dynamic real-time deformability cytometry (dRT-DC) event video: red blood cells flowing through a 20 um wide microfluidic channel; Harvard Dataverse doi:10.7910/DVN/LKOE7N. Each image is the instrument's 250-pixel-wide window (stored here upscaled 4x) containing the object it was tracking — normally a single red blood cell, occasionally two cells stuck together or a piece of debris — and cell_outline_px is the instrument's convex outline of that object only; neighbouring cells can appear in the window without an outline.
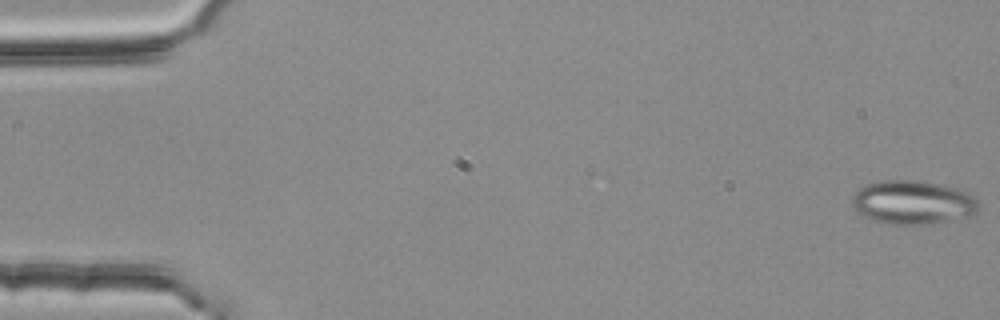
{"species": "common noctule bat (a hibernating species)", "species_latin": "Nyctalus noctula", "temperature_condition": "room temperature", "stored_images_in_passage": 55, "segment_of_instrument_passage": [1, 2], "camera_frame_rate_fps": 3000, "um_per_image_px": 0.085, "animal": {"sex": "female", "body_mass_g": 25.1}, "frame": {"image": 1, "passage_image": 1, "time_ms": 0.0, "image_size_px": [1000, 320], "cell_outline_px": [[980, 204], [976, 212], [968, 216], [924, 224], [888, 224], [864, 216], [856, 212], [852, 204], [852, 196], [864, 184], [880, 180], [916, 180], [940, 184], [960, 188], [976, 196], [980, 200]], "centroid_in_image_um": [77.61, 17.17], "position_along_channel_um": 7.4, "area_um2": 32.43}}
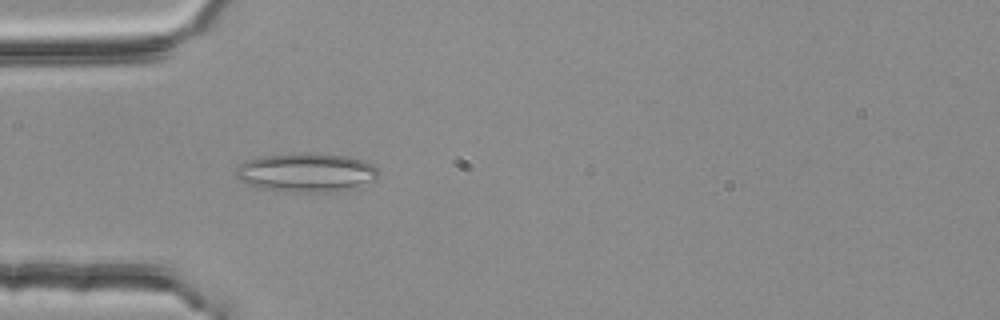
{"frame": {"image": 2, "passage_image": 17, "time_ms": 5.333, "image_size_px": [1000, 320], "cell_outline_px": [[376, 176], [356, 188], [332, 192], [284, 192], [260, 188], [240, 180], [236, 176], [236, 168], [240, 164], [248, 160], [260, 156], [304, 152], [320, 152], [348, 156], [364, 160], [372, 164], [376, 168]], "centroid_in_image_um": [26.02, 14.65], "position_along_channel_um": 59.0, "area_um2": 32.54}}